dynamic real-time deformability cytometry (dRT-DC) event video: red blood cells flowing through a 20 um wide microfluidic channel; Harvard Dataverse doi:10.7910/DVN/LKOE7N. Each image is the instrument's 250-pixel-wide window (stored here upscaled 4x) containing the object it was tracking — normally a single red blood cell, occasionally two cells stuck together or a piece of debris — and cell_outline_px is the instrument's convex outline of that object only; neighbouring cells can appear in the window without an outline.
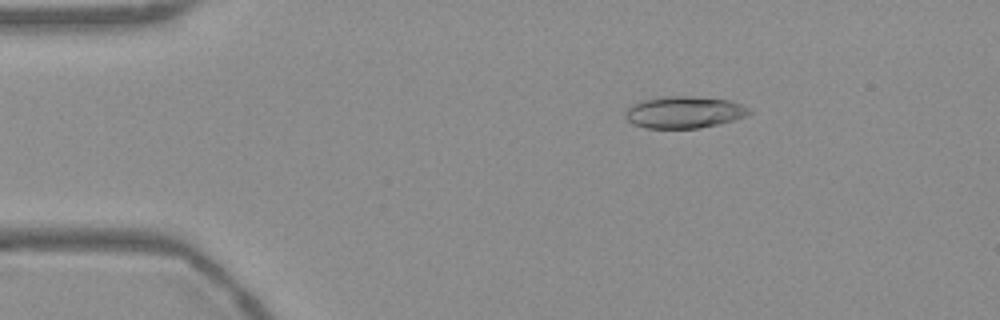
{"species": "Egyptian fruit bat (a non-hibernating species)", "species_latin": "Rousettus aegyptiacus", "temperature_condition": "warm", "stored_images_in_passage": 54, "camera_frame_rate_fps": 3000, "um_per_image_px": 0.085, "frame": {"image": 1, "passage_image": 9, "time_ms": 2.667, "image_size_px": [1000, 320], "cell_outline_px": [[752, 112], [744, 116], [732, 120], [700, 128], [644, 128], [632, 124], [624, 116], [624, 112], [632, 104], [644, 100], [668, 96], [692, 96], [728, 100], [740, 104], [748, 108]], "centroid_in_image_um": [58.1, 9.54], "position_along_channel_um": 26.9, "area_um2": 22.77}}
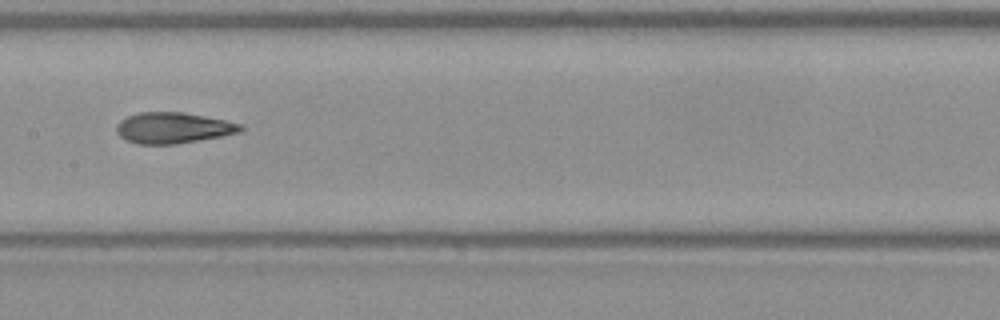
{"frame": {"image": 2, "passage_image": 27, "time_ms": 8.667, "image_size_px": [1000, 320], "cell_outline_px": [[244, 128], [240, 132], [220, 136], [176, 144], [136, 144], [120, 136], [116, 132], [116, 124], [120, 120], [128, 116], [140, 112], [180, 112], [204, 116], [224, 120], [240, 124]], "centroid_in_image_um": [14.67, 10.87], "position_along_channel_um": 192.7, "area_um2": 22.14}}
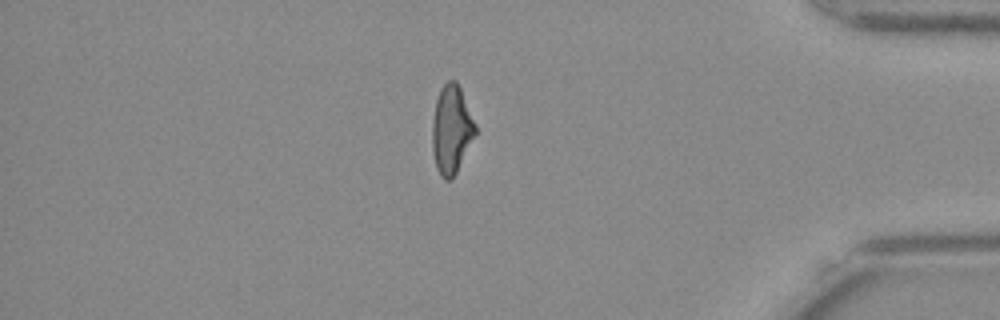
{"frame": {"image": 3, "passage_image": 46, "time_ms": 15.0, "image_size_px": [1000, 320], "cell_outline_px": [[476, 132], [456, 172], [448, 180], [444, 180], [440, 176], [436, 168], [432, 152], [432, 120], [436, 100], [440, 88], [448, 80], [456, 80], [460, 88], [476, 124]], "centroid_in_image_um": [38.35, 10.99], "position_along_channel_um": 396.9, "area_um2": 22.02}, "authors_computed_cell_mechanics": {"area_um2": 22.4553, "velocity_mm_per_s": 3.7659, "shape_relaxation_time_tau1_ms": 10.0394, "shape_relaxation_time_tau2_ms": 2.0426, "deformation_change_tau1": 0.2624, "deformation_change_tau2": 0.108}}